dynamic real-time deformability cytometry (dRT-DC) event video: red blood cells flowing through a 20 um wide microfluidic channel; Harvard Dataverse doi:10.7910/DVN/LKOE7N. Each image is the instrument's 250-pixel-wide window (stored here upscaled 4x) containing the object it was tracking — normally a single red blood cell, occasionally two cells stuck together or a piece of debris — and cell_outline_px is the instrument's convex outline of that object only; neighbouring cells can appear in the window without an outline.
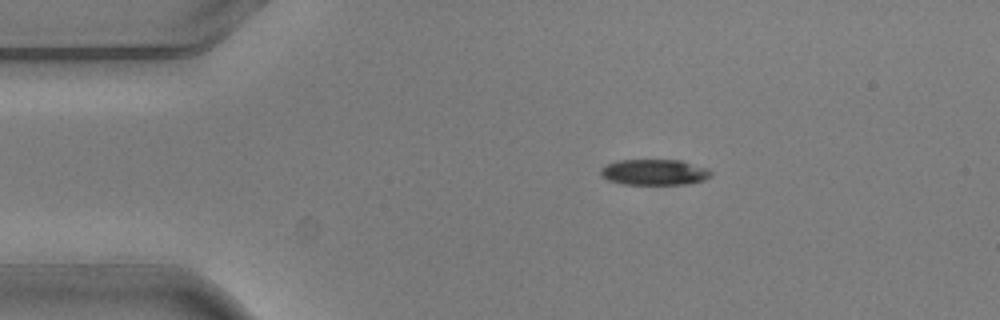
{"species": "common noctule bat (a hibernating species)", "species_latin": "Nyctalus noctula", "temperature_condition": "warm", "stored_images_in_passage": 3, "camera_frame_rate_fps": 3000, "um_per_image_px": 0.085, "animal": {"sex": "male", "body_mass_g": 20.5, "forearm_length_mm": 52.5}, "frame": {"image": 1, "passage_image": 2, "time_ms": 0.333, "image_size_px": [1000, 320], "cell_outline_px": [[712, 176], [704, 180], [692, 184], [624, 184], [608, 180], [600, 172], [600, 168], [608, 164], [620, 160], [680, 160], [708, 168], [712, 172]], "centroid_in_image_um": [55.68, 14.64], "position_along_channel_um": 29.3, "area_um2": 16.59}}